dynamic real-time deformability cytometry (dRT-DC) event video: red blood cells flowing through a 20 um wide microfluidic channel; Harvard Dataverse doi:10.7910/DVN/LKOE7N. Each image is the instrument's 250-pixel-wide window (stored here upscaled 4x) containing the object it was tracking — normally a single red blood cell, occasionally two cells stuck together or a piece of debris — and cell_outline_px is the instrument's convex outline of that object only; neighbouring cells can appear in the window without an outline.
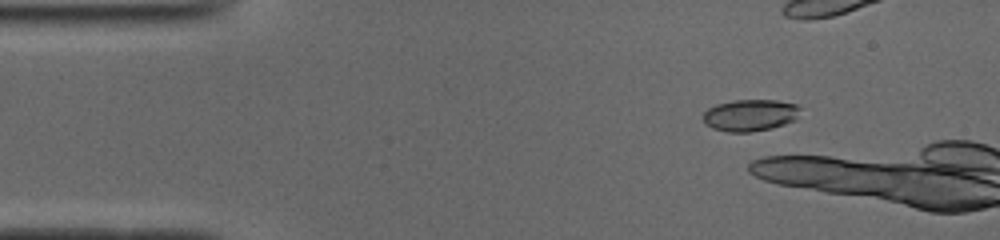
{"species": "common noctule bat (a hibernating species)", "species_latin": "Nyctalus noctula", "temperature_condition": "cold", "stored_images_in_passage": 9, "camera_frame_rate_fps": 3000, "um_per_image_px": 0.085, "animal": {"sex": "male", "body_mass_g": 19.0, "forearm_length_mm": 50.8}, "frame": {"image": 1, "passage_image": 7, "time_ms": 2.0, "image_size_px": [1000, 240], "cell_outline_px": [[800, 108], [796, 120], [772, 128], [748, 132], [728, 132], [712, 128], [704, 124], [704, 112], [708, 108], [716, 104], [732, 100], [776, 100], [796, 104]], "centroid_in_image_um": [63.75, 9.79], "position_along_channel_um": 21.3, "area_um2": 18.03}}